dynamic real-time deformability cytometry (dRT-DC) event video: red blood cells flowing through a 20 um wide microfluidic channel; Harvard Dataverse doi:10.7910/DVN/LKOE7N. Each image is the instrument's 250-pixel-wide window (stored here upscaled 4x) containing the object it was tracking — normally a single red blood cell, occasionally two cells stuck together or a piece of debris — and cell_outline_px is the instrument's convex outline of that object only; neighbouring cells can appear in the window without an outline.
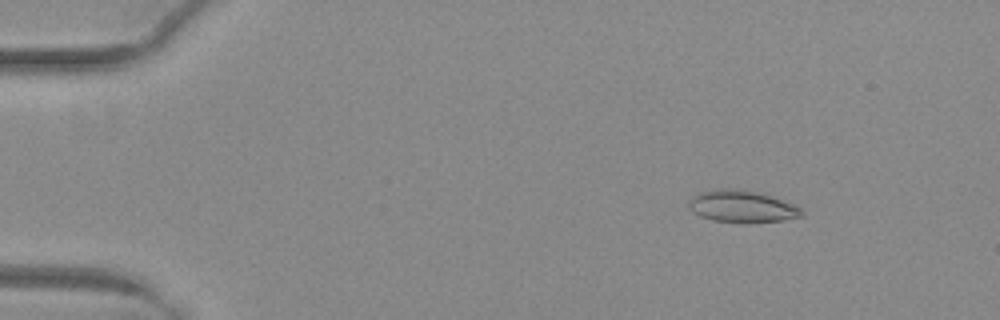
{"species": "common noctule bat (a hibernating species)", "species_latin": "Nyctalus noctula", "temperature_condition": "warm", "stored_images_in_passage": 46, "camera_frame_rate_fps": 3000, "um_per_image_px": 0.085, "animal": {"sex": "female", "body_mass_g": 29.2, "forearm_length_mm": 56.3}, "frame": {"image": 1, "passage_image": 1, "time_ms": 0.0, "image_size_px": [1000, 320], "cell_outline_px": [[804, 216], [784, 220], [748, 224], [740, 224], [712, 220], [700, 216], [692, 212], [688, 208], [688, 204], [692, 196], [700, 192], [720, 188], [724, 188], [760, 192], [784, 200], [800, 208], [804, 212]], "centroid_in_image_um": [63.07, 17.57], "position_along_channel_um": 21.9, "area_um2": 21.5}}
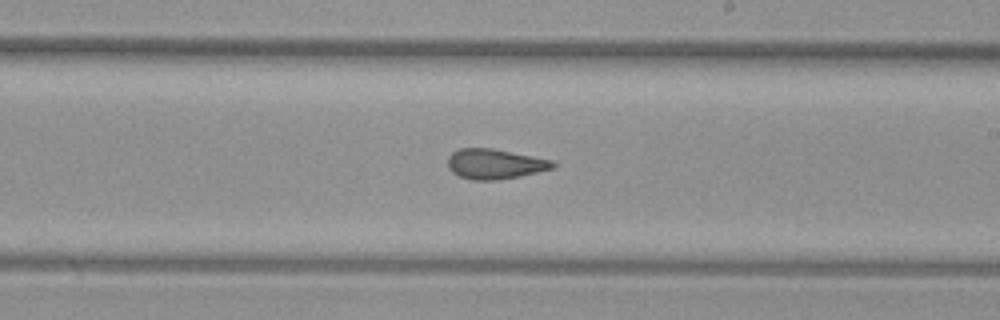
{"frame": {"image": 2, "passage_image": 25, "time_ms": 8.0, "image_size_px": [1000, 320], "cell_outline_px": [[556, 168], [520, 176], [496, 180], [472, 180], [460, 176], [452, 172], [448, 168], [448, 156], [452, 152], [460, 148], [492, 148], [552, 160], [556, 164]], "centroid_in_image_um": [42.06, 13.94], "position_along_channel_um": 246.9, "area_um2": 18.44}}
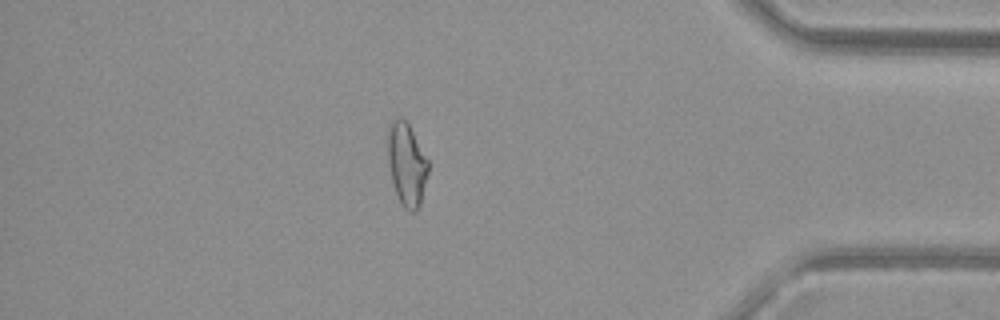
{"frame": {"image": 3, "passage_image": 39, "time_ms": 12.667, "image_size_px": [1000, 320], "cell_outline_px": [[428, 172], [420, 204], [416, 212], [408, 212], [404, 208], [396, 192], [392, 180], [388, 160], [388, 124], [392, 120], [400, 116], [404, 116], [428, 160]], "centroid_in_image_um": [34.56, 13.93], "position_along_channel_um": 400.6, "area_um2": 19.42}, "authors_computed_cell_mechanics": {"area_um2": 19.3341, "velocity_mm_per_s": 4.0568, "shape_relaxation_time_tau1_ms": null, "shape_relaxation_time_tau2_ms": 1.9922, "deformation_change_tau1": null, "deformation_change_tau2": 0.0901}}